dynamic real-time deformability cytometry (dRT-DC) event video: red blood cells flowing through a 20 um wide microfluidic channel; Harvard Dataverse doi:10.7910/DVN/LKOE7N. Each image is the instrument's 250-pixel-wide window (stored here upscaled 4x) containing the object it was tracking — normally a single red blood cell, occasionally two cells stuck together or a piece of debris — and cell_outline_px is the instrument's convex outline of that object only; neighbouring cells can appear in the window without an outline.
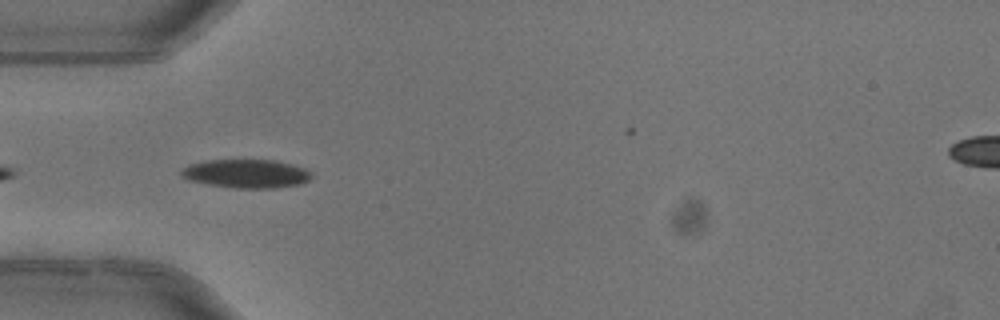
{"species": "common noctule bat (a hibernating species)", "species_latin": "Nyctalus noctula", "temperature_condition": "warm", "stored_images_in_passage": 5, "camera_frame_rate_fps": 3000, "um_per_image_px": 0.085, "animal": {"sex": "female"}, "frame": {"image": 1, "passage_image": 4, "time_ms": 1.0, "image_size_px": [1000, 320], "cell_outline_px": [[312, 176], [308, 180], [300, 184], [276, 188], [236, 188], [208, 184], [188, 180], [180, 172], [180, 168], [188, 164], [204, 160], [276, 160], [292, 164], [304, 168], [312, 172]], "centroid_in_image_um": [20.92, 14.75], "position_along_channel_um": 64.1, "area_um2": 21.85}}